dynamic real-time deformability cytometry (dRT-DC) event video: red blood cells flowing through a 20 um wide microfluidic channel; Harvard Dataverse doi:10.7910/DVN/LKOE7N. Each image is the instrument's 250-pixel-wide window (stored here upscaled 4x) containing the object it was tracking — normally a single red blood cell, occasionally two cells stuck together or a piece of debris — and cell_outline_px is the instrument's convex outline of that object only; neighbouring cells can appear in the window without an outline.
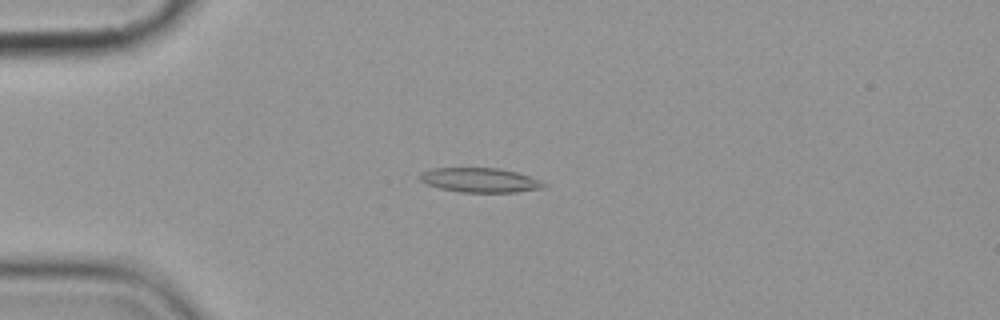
{"species": "common noctule bat (a hibernating species)", "species_latin": "Nyctalus noctula", "temperature_condition": "cold", "stored_images_in_passage": 12, "camera_frame_rate_fps": 3000, "um_per_image_px": 0.085, "animal": {"sex": "female", "body_mass_g": 19.9}, "frame": {"image": 1, "passage_image": 1, "time_ms": 0.0, "image_size_px": [1000, 320], "cell_outline_px": [[548, 184], [544, 188], [516, 192], [460, 192], [440, 188], [428, 184], [420, 180], [420, 172], [432, 168], [500, 168], [516, 172], [540, 180]], "centroid_in_image_um": [40.81, 15.31], "position_along_channel_um": 44.2, "area_um2": 17.63}}
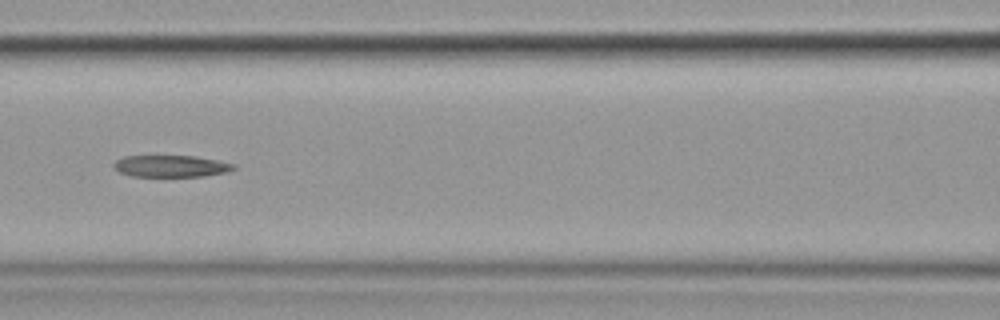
{"frame": {"image": 2, "passage_image": 4, "time_ms": 3.667, "image_size_px": [1000, 320], "cell_outline_px": [[236, 168], [228, 172], [204, 176], [132, 176], [120, 172], [112, 164], [116, 160], [124, 156], [196, 156], [236, 164]], "centroid_in_image_um": [14.57, 14.12], "position_along_channel_um": 152.0, "area_um2": 15.14}}
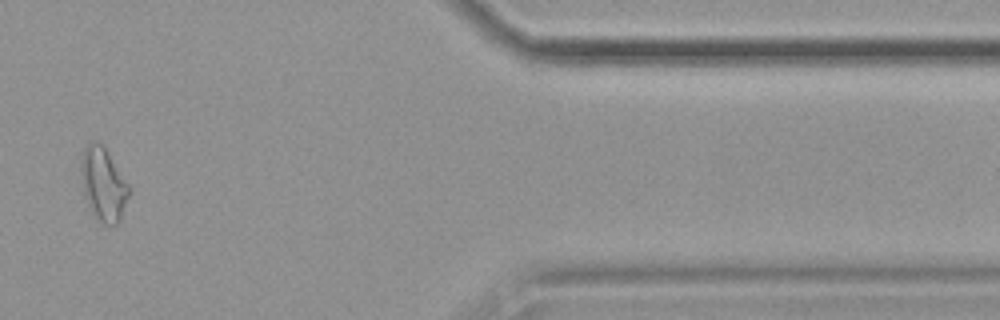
{"frame": {"image": 3, "passage_image": 10, "time_ms": 11.667, "image_size_px": [1000, 320], "cell_outline_px": [[132, 192], [120, 220], [116, 224], [104, 224], [96, 220], [84, 196], [80, 172], [80, 164], [84, 148], [88, 140], [96, 140], [104, 148], [128, 184]], "centroid_in_image_um": [8.77, 15.68], "position_along_channel_um": 402.6, "area_um2": 20.58}}